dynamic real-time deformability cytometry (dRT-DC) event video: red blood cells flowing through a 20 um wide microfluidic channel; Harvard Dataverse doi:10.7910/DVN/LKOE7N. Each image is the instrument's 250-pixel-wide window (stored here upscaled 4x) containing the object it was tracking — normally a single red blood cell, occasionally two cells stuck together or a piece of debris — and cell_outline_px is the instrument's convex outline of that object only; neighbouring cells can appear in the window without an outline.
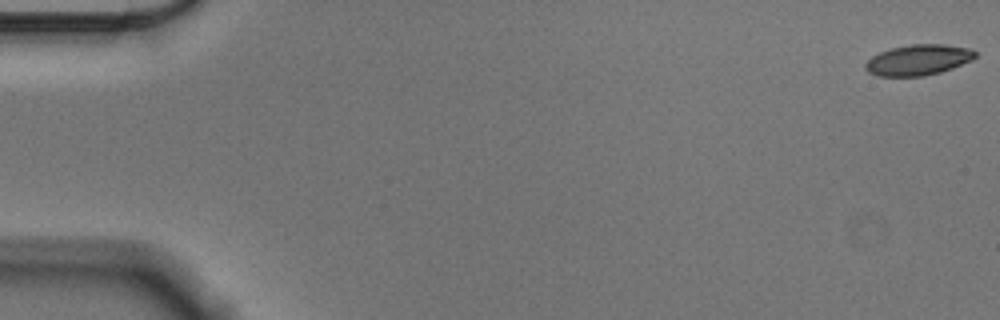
{"species": "Egyptian fruit bat (a non-hibernating species)", "species_latin": "Rousettus aegyptiacus", "temperature_condition": "cold", "stored_images_in_passage": 57, "camera_frame_rate_fps": 3000, "um_per_image_px": 0.085, "animal": {"sex": "male"}, "frame": {"image": 1, "passage_image": 1, "time_ms": 0.0, "image_size_px": [1000, 320], "cell_outline_px": [[976, 56], [972, 60], [952, 68], [940, 72], [924, 76], [876, 76], [868, 72], [864, 68], [864, 64], [872, 56], [880, 52], [892, 48], [912, 44], [944, 44], [972, 48], [976, 52]], "centroid_in_image_um": [78.06, 5.09], "position_along_channel_um": 6.9, "area_um2": 19.71}}
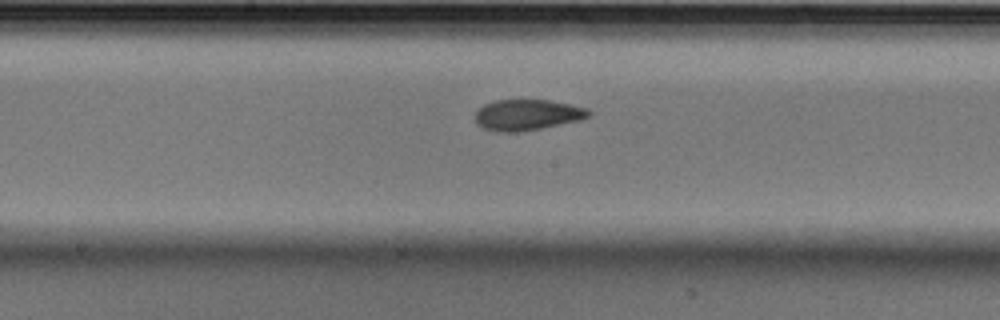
{"frame": {"image": 2, "passage_image": 30, "time_ms": 9.667, "image_size_px": [1000, 320], "cell_outline_px": [[592, 116], [580, 120], [520, 132], [496, 132], [484, 128], [476, 124], [476, 112], [484, 104], [496, 100], [548, 100], [572, 104], [588, 108], [592, 112]], "centroid_in_image_um": [44.85, 9.76], "position_along_channel_um": 203.3, "area_um2": 20.52}}
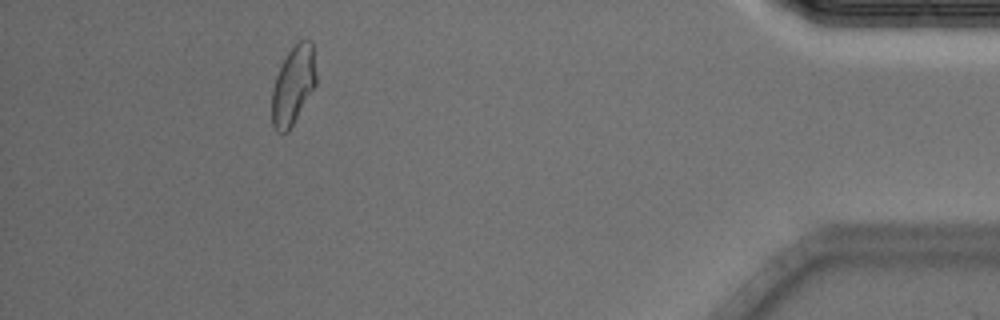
{"frame": {"image": 3, "passage_image": 52, "time_ms": 17.0, "image_size_px": [1000, 320], "cell_outline_px": [[316, 84], [288, 132], [276, 132], [272, 124], [272, 88], [276, 76], [288, 52], [300, 40], [312, 40], [316, 76]], "centroid_in_image_um": [24.92, 7.26], "position_along_channel_um": 410.3, "area_um2": 19.94}, "authors_computed_cell_mechanics": {"area_um2": 20.4612, "velocity_mm_per_s": 3.5595, "shape_relaxation_time_tau1_ms": 4.0794, "shape_relaxation_time_tau2_ms": 1.7908, "deformation_change_tau1": 0.128, "deformation_change_tau2": 0.0585}}